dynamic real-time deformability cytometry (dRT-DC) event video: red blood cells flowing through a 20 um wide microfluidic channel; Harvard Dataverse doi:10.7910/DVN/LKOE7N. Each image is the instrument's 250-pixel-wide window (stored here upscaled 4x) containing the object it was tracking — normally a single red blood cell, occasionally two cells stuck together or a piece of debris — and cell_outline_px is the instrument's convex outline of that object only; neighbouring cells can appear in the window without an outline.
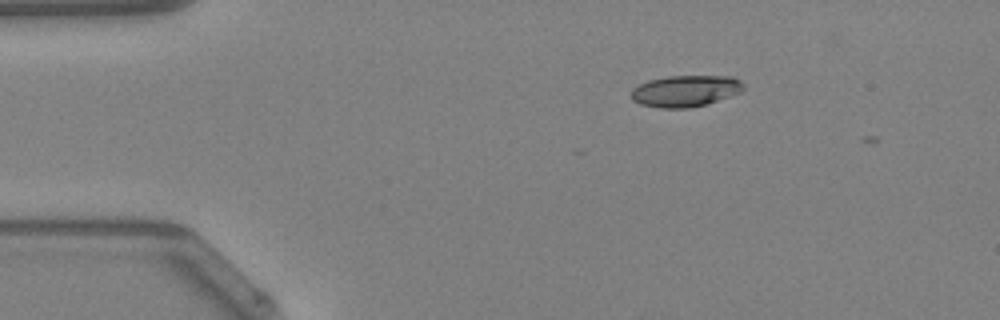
{"species": "Egyptian fruit bat (a non-hibernating species)", "species_latin": "Rousettus aegyptiacus", "temperature_condition": "warm", "stored_images_in_passage": 4, "camera_frame_rate_fps": 3000, "um_per_image_px": 0.085, "animal": {"sex": "female"}, "frame": {"image": 1, "passage_image": 1, "time_ms": 0.0, "image_size_px": [1000, 320], "cell_outline_px": [[744, 88], [740, 92], [704, 104], [688, 108], [660, 108], [640, 104], [632, 100], [632, 88], [648, 80], [668, 76], [732, 76], [740, 80], [744, 84]], "centroid_in_image_um": [58.24, 7.72], "position_along_channel_um": 26.8, "area_um2": 20.4}}